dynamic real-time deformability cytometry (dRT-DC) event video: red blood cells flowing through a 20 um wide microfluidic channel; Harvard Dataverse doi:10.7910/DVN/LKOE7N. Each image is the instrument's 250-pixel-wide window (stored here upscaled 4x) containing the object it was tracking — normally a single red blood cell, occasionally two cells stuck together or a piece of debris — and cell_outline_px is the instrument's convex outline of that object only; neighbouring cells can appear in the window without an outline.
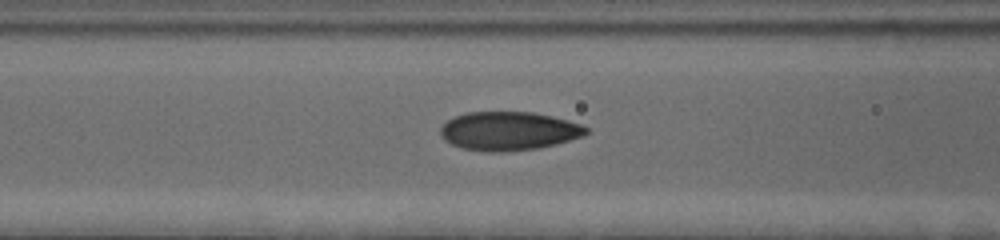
{"species": "human", "species_latin": "Homo sapiens", "temperature_condition": "cold", "stored_images_in_passage": 16, "camera_frame_rate_fps": 3000, "um_per_image_px": 0.085, "donor": {"sex": "female"}, "frame": {"image": 1, "passage_image": 12, "time_ms": 3.667, "image_size_px": [1000, 240], "cell_outline_px": [[588, 132], [584, 136], [556, 144], [540, 148], [508, 152], [484, 152], [460, 148], [444, 140], [440, 136], [440, 128], [448, 120], [456, 116], [468, 112], [532, 112], [552, 116], [568, 120], [580, 124], [588, 128]], "centroid_in_image_um": [43.24, 11.15], "position_along_channel_um": 123.4, "area_um2": 33.12}}
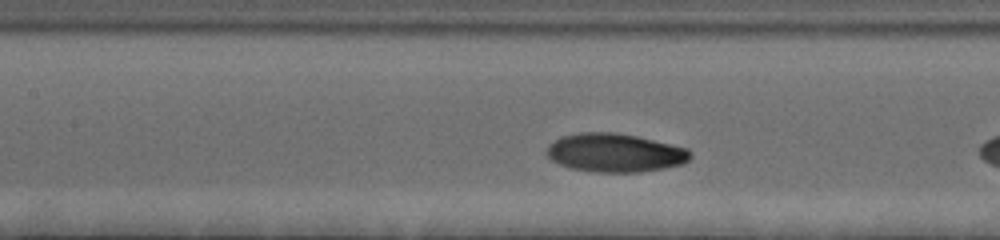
{"frame": {"image": 2, "passage_image": 16, "time_ms": 5.0, "image_size_px": [1000, 240], "cell_outline_px": [[692, 156], [688, 160], [680, 164], [664, 168], [640, 172], [592, 172], [572, 168], [560, 164], [552, 160], [544, 152], [548, 144], [564, 136], [580, 132], [616, 132], [636, 136], [688, 148], [692, 152]], "centroid_in_image_um": [52.26, 12.98], "position_along_channel_um": 155.1, "area_um2": 32.25}}